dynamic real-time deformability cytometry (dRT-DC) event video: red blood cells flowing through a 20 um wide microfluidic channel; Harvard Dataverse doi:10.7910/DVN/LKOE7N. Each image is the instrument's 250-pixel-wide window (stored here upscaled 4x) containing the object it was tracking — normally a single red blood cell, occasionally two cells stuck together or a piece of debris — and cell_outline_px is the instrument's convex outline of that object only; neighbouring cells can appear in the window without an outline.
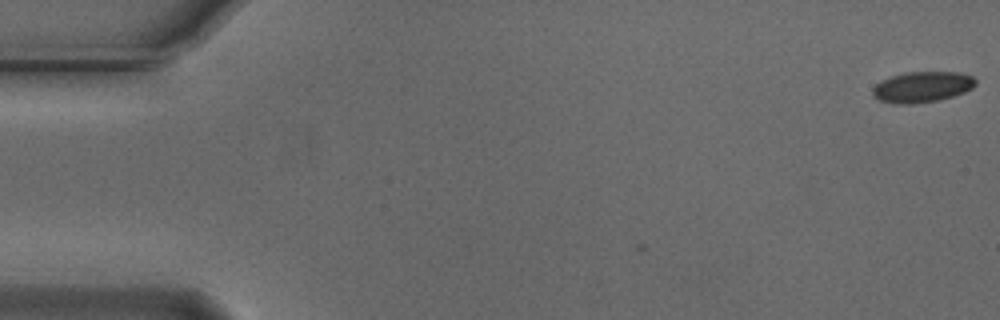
{"species": "Egyptian fruit bat (a non-hibernating species)", "species_latin": "Rousettus aegyptiacus", "temperature_condition": "cold", "stored_images_in_passage": 3, "camera_frame_rate_fps": 3000, "um_per_image_px": 0.085, "animal": {"sex": "male"}, "frame": {"image": 1, "passage_image": 1, "time_ms": 0.0, "image_size_px": [1000, 320], "cell_outline_px": [[976, 84], [972, 88], [964, 92], [940, 100], [912, 104], [900, 104], [880, 100], [872, 96], [872, 88], [880, 80], [904, 72], [960, 72], [972, 76], [976, 80]], "centroid_in_image_um": [78.37, 7.38], "position_along_channel_um": 6.6, "area_um2": 18.55}}